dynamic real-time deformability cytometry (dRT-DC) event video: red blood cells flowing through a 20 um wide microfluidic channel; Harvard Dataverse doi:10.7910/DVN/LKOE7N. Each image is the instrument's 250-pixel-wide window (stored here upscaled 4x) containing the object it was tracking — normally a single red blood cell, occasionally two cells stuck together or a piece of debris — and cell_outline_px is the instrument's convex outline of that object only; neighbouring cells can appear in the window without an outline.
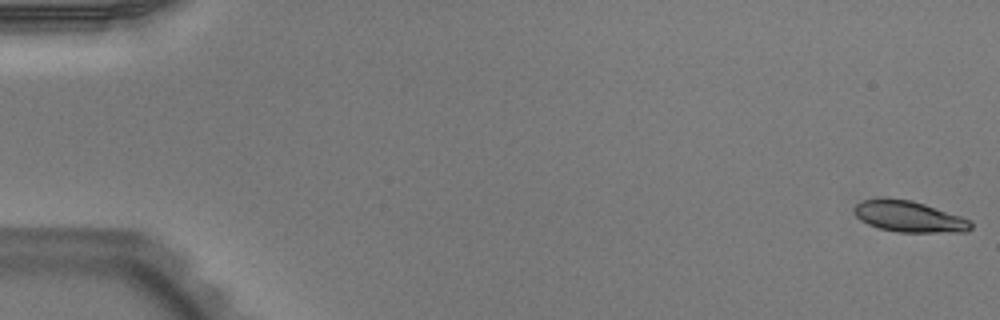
{"species": "Egyptian fruit bat (a non-hibernating species)", "species_latin": "Rousettus aegyptiacus", "temperature_condition": "warm", "stored_images_in_passage": 53, "camera_frame_rate_fps": 3000, "um_per_image_px": 0.085, "animal": {"sex": "male"}, "frame": {"image": 1, "passage_image": 1, "time_ms": 0.0, "image_size_px": [1000, 320], "cell_outline_px": [[972, 228], [968, 232], [900, 232], [880, 228], [868, 224], [860, 220], [852, 212], [852, 208], [856, 204], [864, 200], [912, 200], [972, 220]], "centroid_in_image_um": [77.3, 18.44], "position_along_channel_um": 7.7, "area_um2": 20.75}}
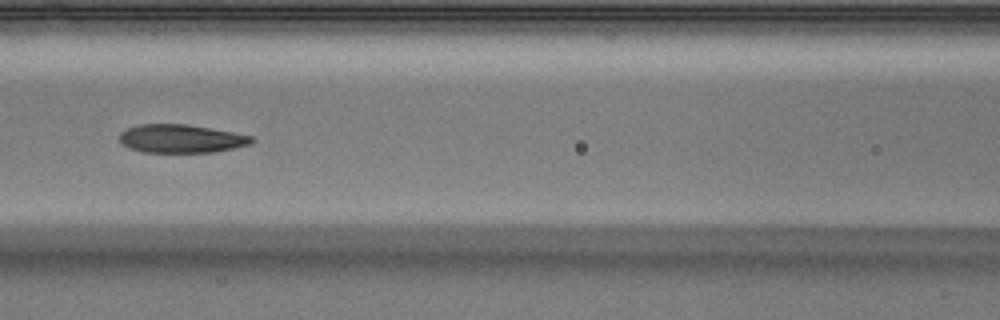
{"frame": {"image": 2, "passage_image": 24, "time_ms": 7.667, "image_size_px": [1000, 320], "cell_outline_px": [[256, 140], [252, 144], [212, 152], [144, 152], [128, 148], [120, 144], [120, 132], [136, 124], [188, 124], [232, 132], [252, 136]], "centroid_in_image_um": [15.37, 11.78], "position_along_channel_um": 151.2, "area_um2": 21.91}}
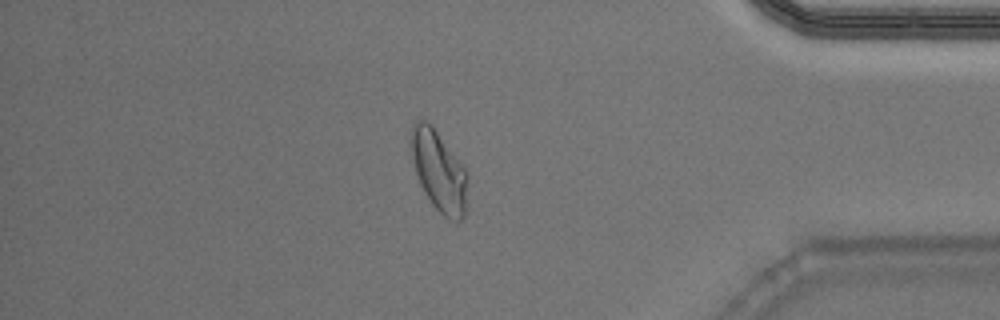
{"frame": {"image": 3, "passage_image": 45, "time_ms": 14.667, "image_size_px": [1000, 320], "cell_outline_px": [[468, 176], [464, 216], [460, 220], [448, 220], [432, 204], [424, 192], [420, 184], [416, 172], [408, 140], [412, 124], [416, 120], [424, 120], [432, 124], [468, 172]], "centroid_in_image_um": [37.28, 14.49], "position_along_channel_um": 397.9, "area_um2": 26.76}, "authors_computed_cell_mechanics": {"area_um2": 22.4264, "velocity_mm_per_s": 3.9366, "shape_relaxation_time_tau1_ms": 4.1631, "shape_relaxation_time_tau2_ms": 1.6992, "deformation_change_tau1": 0.1894, "deformation_change_tau2": 0.0834}}